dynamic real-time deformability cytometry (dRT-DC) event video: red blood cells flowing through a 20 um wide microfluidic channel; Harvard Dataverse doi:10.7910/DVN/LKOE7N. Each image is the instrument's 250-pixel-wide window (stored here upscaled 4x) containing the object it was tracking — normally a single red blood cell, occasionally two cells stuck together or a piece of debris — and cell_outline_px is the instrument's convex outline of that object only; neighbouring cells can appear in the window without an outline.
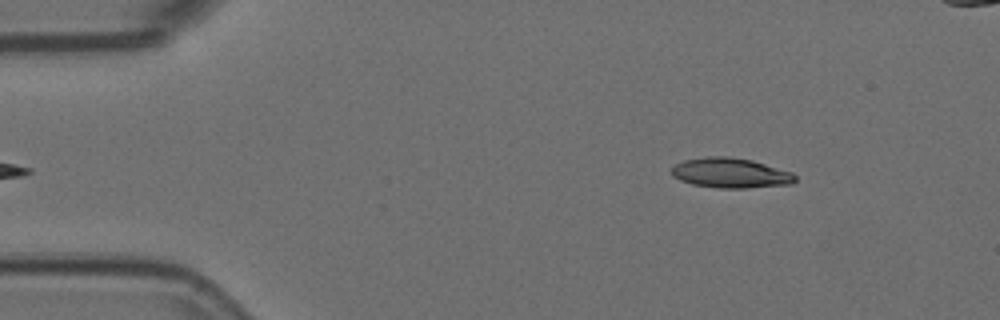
{"species": "Egyptian fruit bat (a non-hibernating species)", "species_latin": "Rousettus aegyptiacus", "temperature_condition": "room temperature", "stored_images_in_passage": 52, "segment_of_instrument_passage": [1, 2], "camera_frame_rate_fps": 3000, "um_per_image_px": 0.085, "animal": {"sex": "female"}, "frame": {"image": 1, "passage_image": 3, "time_ms": 0.667, "image_size_px": [1000, 320], "cell_outline_px": [[796, 180], [792, 184], [744, 188], [716, 188], [692, 184], [680, 180], [672, 176], [672, 168], [676, 164], [684, 160], [704, 156], [728, 156], [752, 160], [792, 172], [796, 176]], "centroid_in_image_um": [62.09, 14.7], "position_along_channel_um": 22.9, "area_um2": 21.68}}
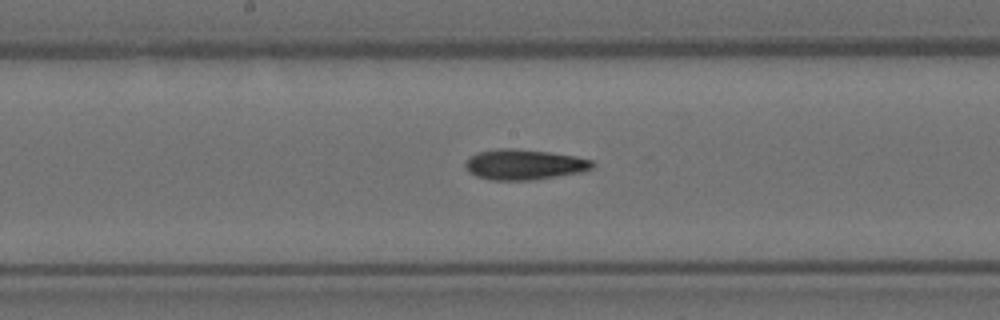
{"frame": {"image": 2, "passage_image": 24, "time_ms": 7.667, "image_size_px": [1000, 320], "cell_outline_px": [[596, 164], [592, 168], [580, 172], [532, 180], [492, 180], [476, 176], [468, 172], [464, 168], [464, 164], [468, 156], [476, 152], [496, 148], [512, 148], [548, 152], [576, 156], [592, 160]], "centroid_in_image_um": [44.49, 13.97], "position_along_channel_um": 203.7, "area_um2": 22.72}}
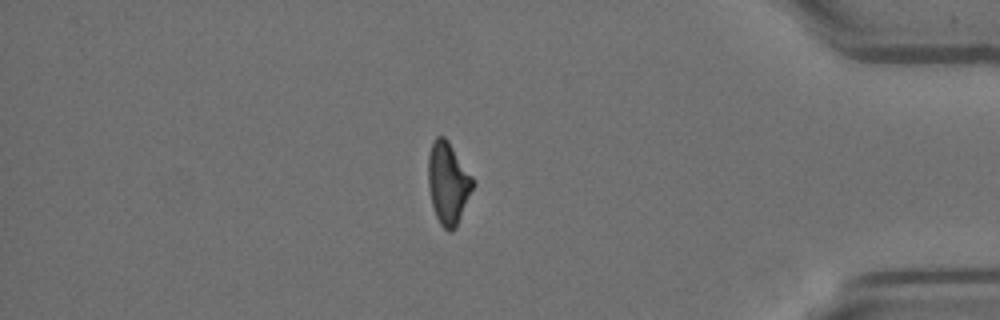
{"frame": {"image": 3, "passage_image": 43, "time_ms": 14.0, "image_size_px": [1000, 320], "cell_outline_px": [[476, 184], [456, 228], [452, 232], [448, 232], [440, 224], [436, 216], [432, 204], [428, 188], [428, 156], [432, 140], [436, 136], [444, 136], [448, 140], [472, 176]], "centroid_in_image_um": [38.09, 15.57], "position_along_channel_um": 397.1, "area_um2": 21.68}}